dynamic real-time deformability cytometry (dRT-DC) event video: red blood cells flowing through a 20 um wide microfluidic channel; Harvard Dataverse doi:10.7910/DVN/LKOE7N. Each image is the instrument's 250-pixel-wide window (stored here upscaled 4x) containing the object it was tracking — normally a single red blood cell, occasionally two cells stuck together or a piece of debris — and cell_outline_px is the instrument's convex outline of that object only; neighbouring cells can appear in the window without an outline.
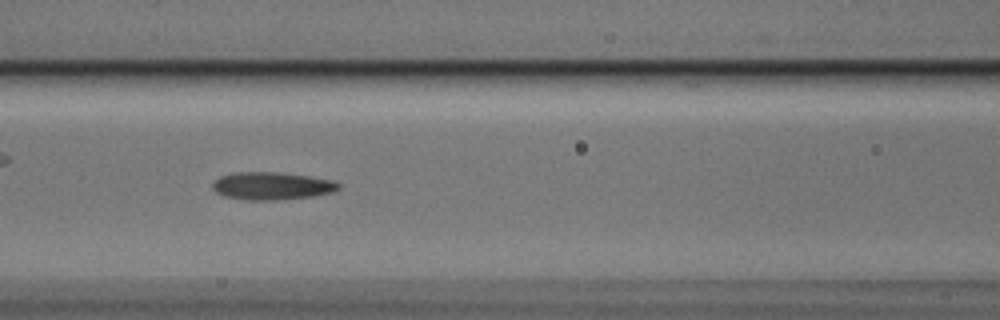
{"species": "Egyptian fruit bat (a non-hibernating species)", "species_latin": "Rousettus aegyptiacus", "temperature_condition": "cold", "stored_images_in_passage": 46, "camera_frame_rate_fps": 3000, "um_per_image_px": 0.085, "animal": {"sex": "male"}, "frame": {"image": 1, "passage_image": 23, "time_ms": 7.333, "image_size_px": [1000, 320], "cell_outline_px": [[340, 188], [332, 192], [312, 196], [272, 200], [244, 200], [224, 196], [216, 192], [212, 188], [212, 184], [220, 176], [236, 172], [280, 172], [308, 176], [332, 180], [340, 184]], "centroid_in_image_um": [23.08, 15.8], "position_along_channel_um": 143.5, "area_um2": 20.23}}
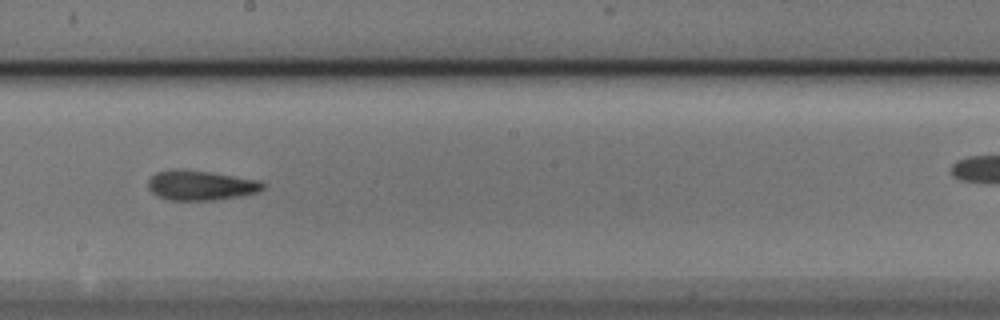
{"frame": {"image": 2, "passage_image": 30, "time_ms": 9.667, "image_size_px": [1000, 320], "cell_outline_px": [[268, 184], [260, 192], [244, 196], [216, 200], [168, 200], [156, 196], [148, 188], [148, 180], [156, 172], [212, 172], [260, 180]], "centroid_in_image_um": [17.18, 15.8], "position_along_channel_um": 231.0, "area_um2": 19.65}}
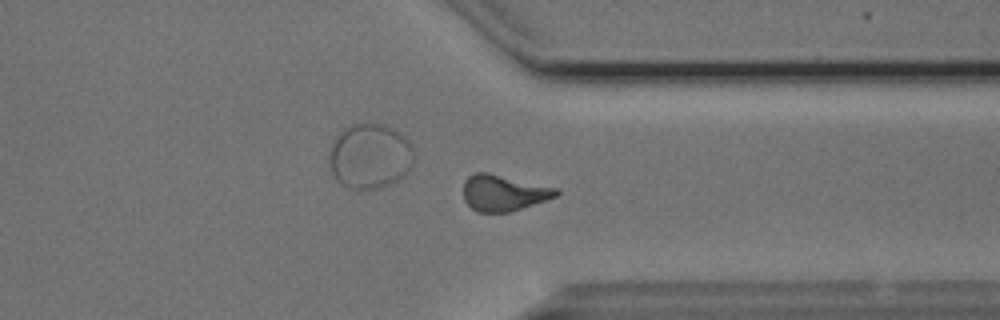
{"frame": {"image": 3, "passage_image": 41, "time_ms": 13.333, "image_size_px": [1000, 320], "cell_outline_px": [[560, 192], [556, 196], [508, 212], [476, 212], [464, 200], [464, 180], [468, 176], [476, 172], [488, 172], [556, 188]], "centroid_in_image_um": [42.75, 16.38], "position_along_channel_um": 368.6, "area_um2": 19.19}}